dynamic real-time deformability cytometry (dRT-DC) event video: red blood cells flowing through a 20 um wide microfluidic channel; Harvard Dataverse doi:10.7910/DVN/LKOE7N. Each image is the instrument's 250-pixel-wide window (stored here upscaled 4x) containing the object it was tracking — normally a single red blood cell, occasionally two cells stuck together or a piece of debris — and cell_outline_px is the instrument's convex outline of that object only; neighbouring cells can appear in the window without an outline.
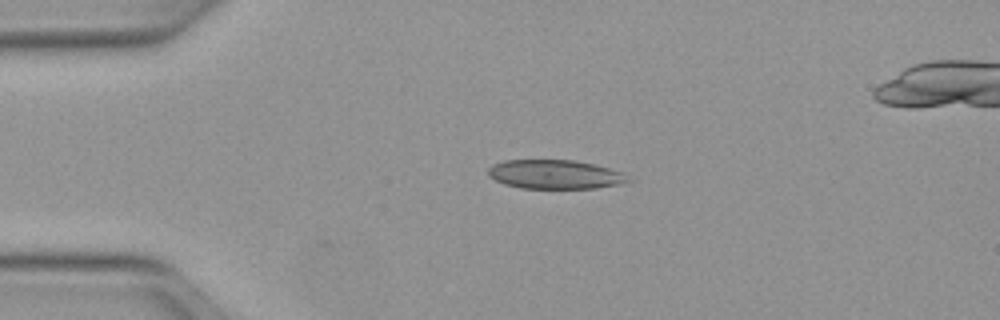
{"species": "Egyptian fruit bat (a non-hibernating species)", "species_latin": "Rousettus aegyptiacus", "temperature_condition": "warm", "stored_images_in_passage": 41, "camera_frame_rate_fps": 3000, "um_per_image_px": 0.085, "animal": {"sex": "female"}, "frame": {"image": 1, "passage_image": 1, "time_ms": 0.0, "image_size_px": [1000, 320], "cell_outline_px": [[636, 180], [620, 184], [596, 188], [520, 188], [504, 184], [488, 176], [488, 168], [492, 164], [504, 160], [576, 160], [596, 164], [624, 172]], "centroid_in_image_um": [47.24, 14.82], "position_along_channel_um": 37.8, "area_um2": 24.1}}
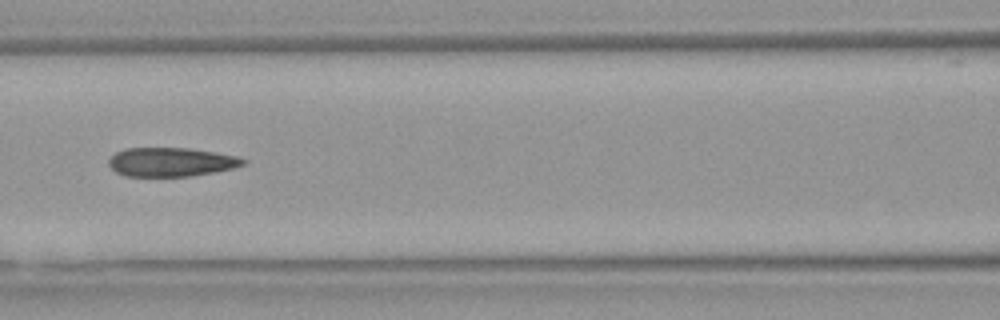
{"frame": {"image": 2, "passage_image": 12, "time_ms": 3.667, "image_size_px": [1000, 320], "cell_outline_px": [[248, 160], [244, 164], [232, 168], [216, 172], [192, 176], [124, 176], [116, 172], [108, 164], [108, 160], [116, 152], [124, 148], [188, 148], [236, 156]], "centroid_in_image_um": [14.52, 13.77], "position_along_channel_um": 152.1, "area_um2": 22.6}}
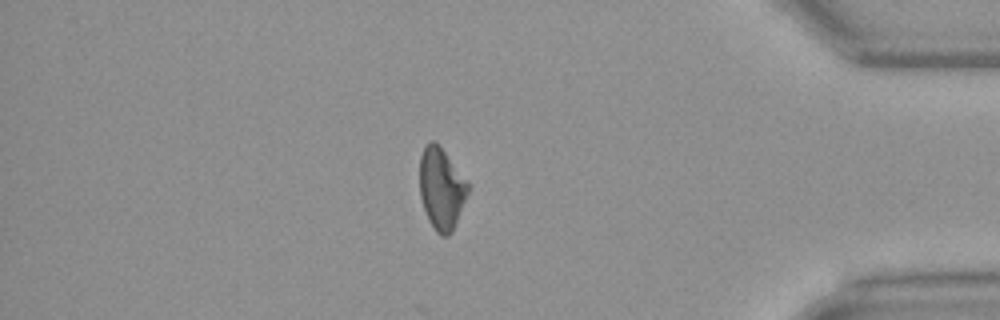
{"frame": {"image": 3, "passage_image": 33, "time_ms": 10.667, "image_size_px": [1000, 320], "cell_outline_px": [[468, 192], [452, 232], [448, 236], [440, 236], [436, 232], [428, 220], [420, 196], [420, 156], [424, 144], [432, 140], [444, 152], [468, 180]], "centroid_in_image_um": [37.5, 16.04], "position_along_channel_um": 397.7, "area_um2": 22.77}, "authors_computed_cell_mechanics": {"area_um2": 23.3512, "velocity_mm_per_s": 4.0137, "shape_relaxation_time_tau1_ms": null, "shape_relaxation_time_tau2_ms": 2.343, "deformation_change_tau1": null, "deformation_change_tau2": 0.096}}